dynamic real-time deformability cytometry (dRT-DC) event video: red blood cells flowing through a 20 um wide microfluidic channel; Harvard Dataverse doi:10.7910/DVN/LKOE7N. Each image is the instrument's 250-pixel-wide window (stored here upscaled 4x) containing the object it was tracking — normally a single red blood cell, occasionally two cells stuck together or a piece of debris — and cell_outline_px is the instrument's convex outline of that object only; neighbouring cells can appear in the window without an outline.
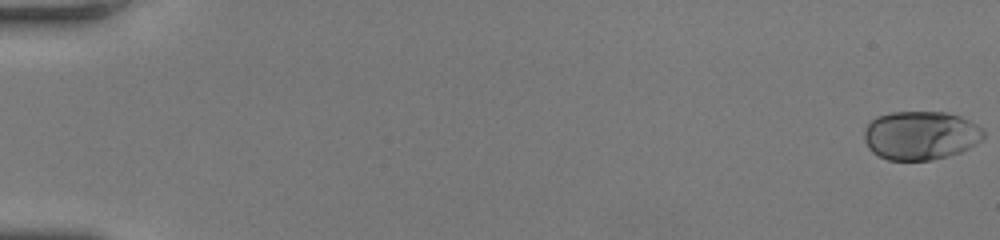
{"species": "human", "species_latin": "Homo sapiens", "temperature_condition": "room temperature", "stored_images_in_passage": 52, "camera_frame_rate_fps": 3000, "um_per_image_px": 0.085, "donor": {"sex": "female"}, "frame": {"image": 1, "passage_image": 1, "time_ms": 0.0, "image_size_px": [1000, 240], "cell_outline_px": [[984, 136], [976, 144], [960, 152], [928, 160], [888, 160], [872, 152], [868, 148], [864, 140], [864, 128], [876, 116], [892, 112], [944, 112], [960, 116], [976, 124], [984, 132]], "centroid_in_image_um": [78.21, 11.5], "position_along_channel_um": 6.8, "area_um2": 33.76}}
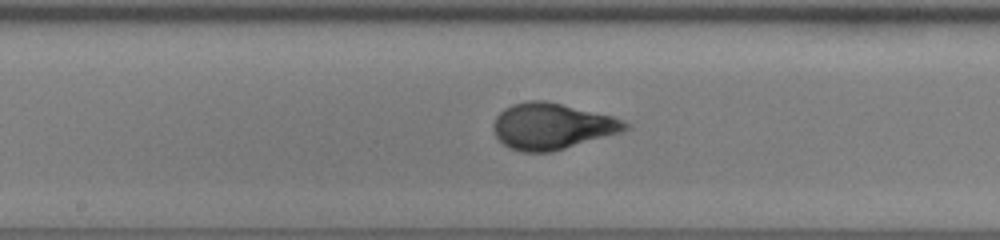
{"frame": {"image": 2, "passage_image": 29, "time_ms": 9.333, "image_size_px": [1000, 240], "cell_outline_px": [[628, 128], [620, 132], [552, 152], [520, 152], [508, 148], [496, 136], [492, 128], [492, 124], [496, 116], [504, 108], [512, 104], [528, 100], [544, 100], [612, 116], [624, 120], [628, 124]], "centroid_in_image_um": [46.86, 10.73], "position_along_channel_um": 201.3, "area_um2": 35.32}}
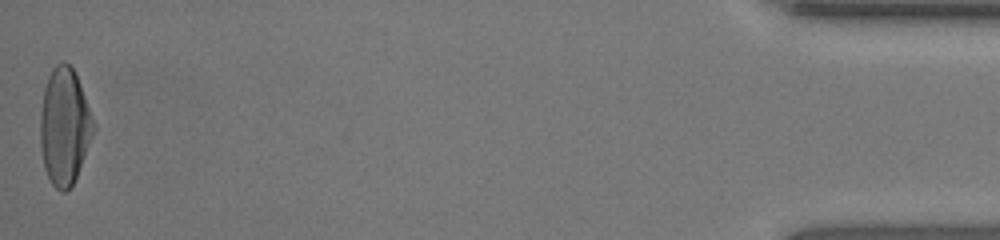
{"frame": {"image": 3, "passage_image": 52, "time_ms": 17.0, "image_size_px": [1000, 240], "cell_outline_px": [[96, 128], [76, 176], [72, 184], [64, 192], [60, 192], [52, 184], [44, 168], [40, 144], [40, 112], [44, 88], [48, 76], [52, 68], [56, 64], [64, 60], [76, 72], [96, 124]], "centroid_in_image_um": [5.48, 10.7], "position_along_channel_um": 429.7, "area_um2": 36.41}, "authors_computed_cell_mechanics": {"area_um2": 34.0442, "velocity_mm_per_s": 4.1285, "shape_relaxation_time_tau1_ms": 5.8123, "shape_relaxation_time_tau2_ms": null, "deformation_change_tau1": 0.25, "deformation_change_tau2": null}}